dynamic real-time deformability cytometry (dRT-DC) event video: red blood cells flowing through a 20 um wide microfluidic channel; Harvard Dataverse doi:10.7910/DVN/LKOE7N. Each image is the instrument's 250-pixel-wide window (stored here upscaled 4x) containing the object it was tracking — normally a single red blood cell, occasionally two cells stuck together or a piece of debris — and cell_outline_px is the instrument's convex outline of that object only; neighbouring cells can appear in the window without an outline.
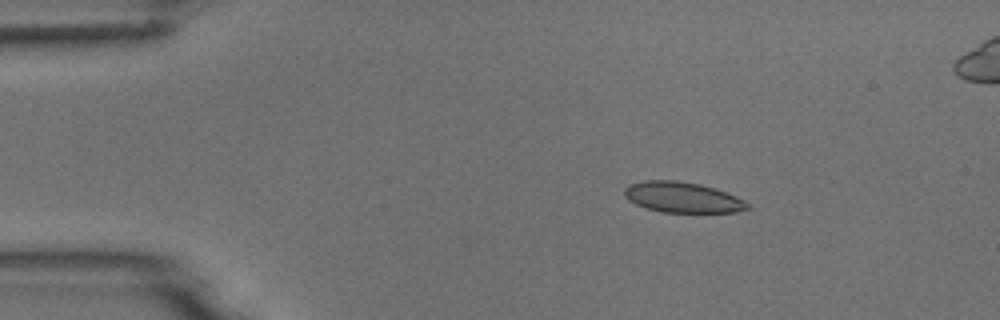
{"species": "common noctule bat (a hibernating species)", "species_latin": "Nyctalus noctula", "temperature_condition": "room temperature", "stored_images_in_passage": 5, "camera_frame_rate_fps": 3000, "um_per_image_px": 0.085, "animal": {"sex": "male", "body_mass_g": 18.8}, "frame": {"image": 1, "passage_image": 2, "time_ms": 2.0, "image_size_px": [1000, 320], "cell_outline_px": [[752, 208], [736, 212], [664, 212], [648, 208], [636, 204], [628, 200], [624, 196], [624, 188], [628, 184], [644, 180], [676, 180], [700, 184], [716, 188], [736, 196], [744, 200]], "centroid_in_image_um": [58.01, 16.76], "position_along_channel_um": 27.0, "area_um2": 22.02}}